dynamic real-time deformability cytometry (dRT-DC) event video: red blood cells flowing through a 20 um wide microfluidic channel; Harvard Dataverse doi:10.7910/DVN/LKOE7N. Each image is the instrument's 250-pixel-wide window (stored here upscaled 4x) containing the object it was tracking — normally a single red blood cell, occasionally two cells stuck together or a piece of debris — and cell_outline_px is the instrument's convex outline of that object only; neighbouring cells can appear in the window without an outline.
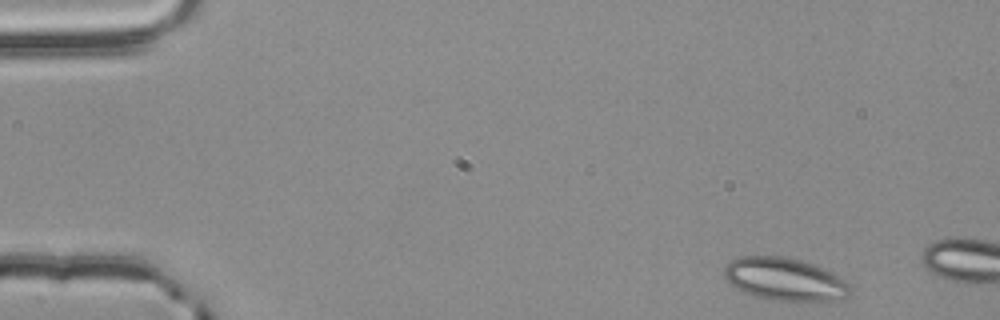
{"species": "common noctule bat (a hibernating species)", "species_latin": "Nyctalus noctula", "temperature_condition": "room temperature", "stored_images_in_passage": 6, "camera_frame_rate_fps": 3000, "um_per_image_px": 0.085, "animal": {"sex": "male", "body_mass_g": 20.4}, "frame": {"image": 1, "passage_image": 1, "time_ms": 0.0, "image_size_px": [1000, 320], "cell_outline_px": [[852, 292], [848, 296], [836, 300], [812, 304], [780, 300], [756, 296], [744, 292], [736, 288], [724, 280], [724, 268], [732, 260], [744, 256], [784, 256], [816, 264], [840, 276], [848, 284]], "centroid_in_image_um": [66.76, 23.76], "position_along_channel_um": 18.2, "area_um2": 32.02}}